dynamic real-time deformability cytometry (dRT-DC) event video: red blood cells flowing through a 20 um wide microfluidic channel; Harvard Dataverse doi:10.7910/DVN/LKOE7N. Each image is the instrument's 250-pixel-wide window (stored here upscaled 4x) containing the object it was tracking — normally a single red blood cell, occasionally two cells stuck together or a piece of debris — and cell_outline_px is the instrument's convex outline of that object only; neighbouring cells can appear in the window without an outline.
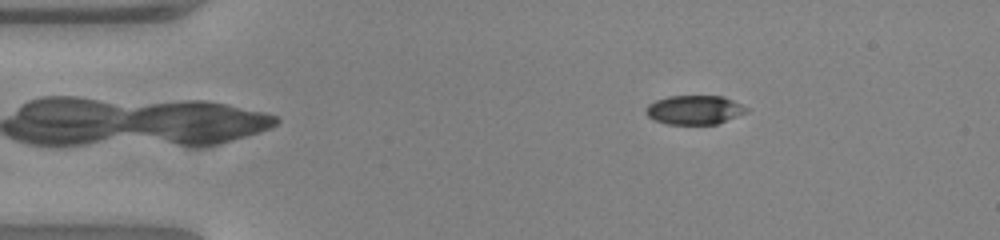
{"species": "common noctule bat (a hibernating species)", "species_latin": "Nyctalus noctula", "temperature_condition": "warm", "stored_images_in_passage": 53, "camera_frame_rate_fps": 3000, "um_per_image_px": 0.085, "animal": {"sex": "female", "body_mass_g": 23.0, "forearm_length_mm": 53.4}, "frame": {"image": 1, "passage_image": 9, "time_ms": 2.667, "image_size_px": [1000, 240], "cell_outline_px": [[748, 112], [716, 124], [668, 124], [652, 120], [644, 112], [644, 108], [648, 104], [656, 100], [668, 96], [724, 96], [748, 108]], "centroid_in_image_um": [58.98, 9.34], "position_along_channel_um": 26.0, "area_um2": 17.11}}
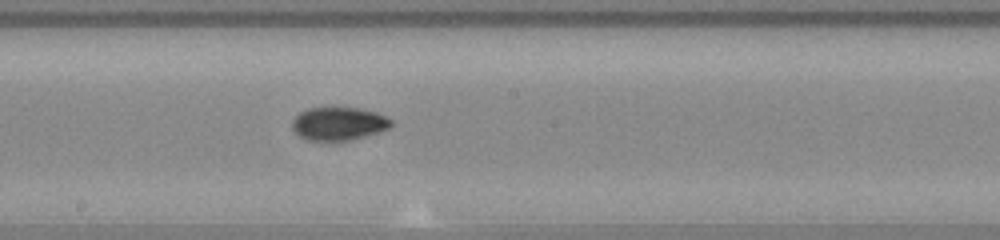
{"frame": {"image": 2, "passage_image": 29, "time_ms": 9.333, "image_size_px": [1000, 240], "cell_outline_px": [[392, 124], [388, 128], [364, 136], [348, 140], [308, 140], [300, 136], [292, 128], [292, 120], [300, 112], [308, 108], [360, 108], [376, 112], [392, 120]], "centroid_in_image_um": [28.76, 10.5], "position_along_channel_um": 219.4, "area_um2": 18.79}}
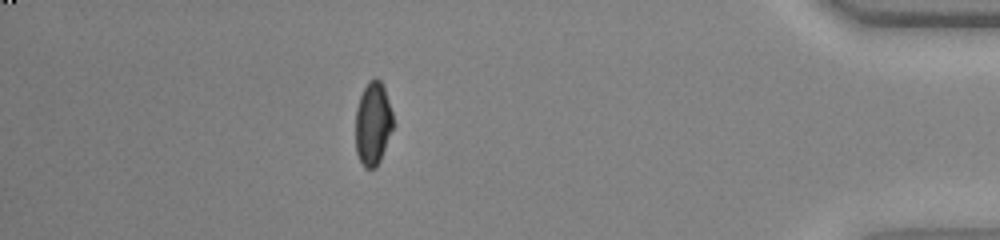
{"frame": {"image": 3, "passage_image": 47, "time_ms": 15.333, "image_size_px": [1000, 240], "cell_outline_px": [[396, 124], [380, 160], [376, 168], [364, 168], [356, 152], [356, 108], [360, 96], [368, 80], [376, 76], [380, 80], [384, 88]], "centroid_in_image_um": [31.72, 10.5], "position_along_channel_um": 403.5, "area_um2": 18.55}, "authors_computed_cell_mechanics": {"area_um2": 18.496, "velocity_mm_per_s": 3.8761, "shape_relaxation_time_tau1_ms": 6.7348, "shape_relaxation_time_tau2_ms": 2.2441, "deformation_change_tau1": 0.1976, "deformation_change_tau2": 0.0632}}